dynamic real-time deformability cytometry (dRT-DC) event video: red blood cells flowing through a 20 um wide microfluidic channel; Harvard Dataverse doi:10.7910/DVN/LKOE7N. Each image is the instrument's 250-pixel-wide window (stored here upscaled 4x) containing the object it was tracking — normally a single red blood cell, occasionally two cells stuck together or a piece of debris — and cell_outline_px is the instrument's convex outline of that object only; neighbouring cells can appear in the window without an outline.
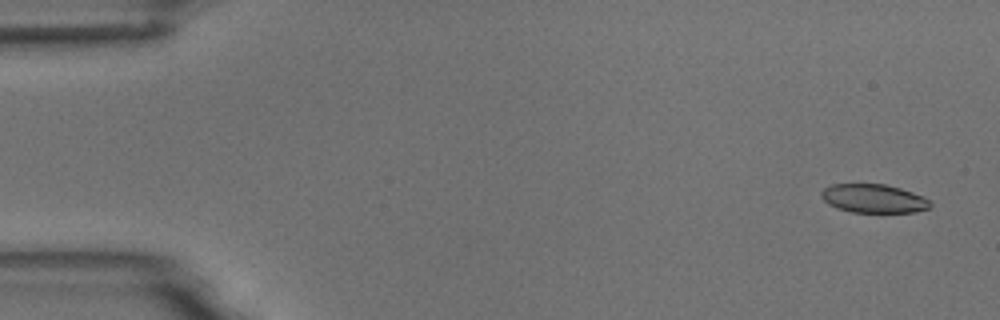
{"species": "common noctule bat (a hibernating species)", "species_latin": "Nyctalus noctula", "temperature_condition": "room temperature", "stored_images_in_passage": 4, "camera_frame_rate_fps": 3000, "um_per_image_px": 0.085, "animal": {"sex": "male", "body_mass_g": 18.8}, "frame": {"image": 1, "passage_image": 1, "time_ms": 0.0, "image_size_px": [1000, 320], "cell_outline_px": [[932, 204], [928, 208], [912, 212], [852, 212], [836, 208], [828, 204], [820, 196], [820, 192], [824, 188], [832, 184], [884, 184], [900, 188], [912, 192], [928, 200]], "centroid_in_image_um": [74.2, 16.87], "position_along_channel_um": 10.8, "area_um2": 18.03}}